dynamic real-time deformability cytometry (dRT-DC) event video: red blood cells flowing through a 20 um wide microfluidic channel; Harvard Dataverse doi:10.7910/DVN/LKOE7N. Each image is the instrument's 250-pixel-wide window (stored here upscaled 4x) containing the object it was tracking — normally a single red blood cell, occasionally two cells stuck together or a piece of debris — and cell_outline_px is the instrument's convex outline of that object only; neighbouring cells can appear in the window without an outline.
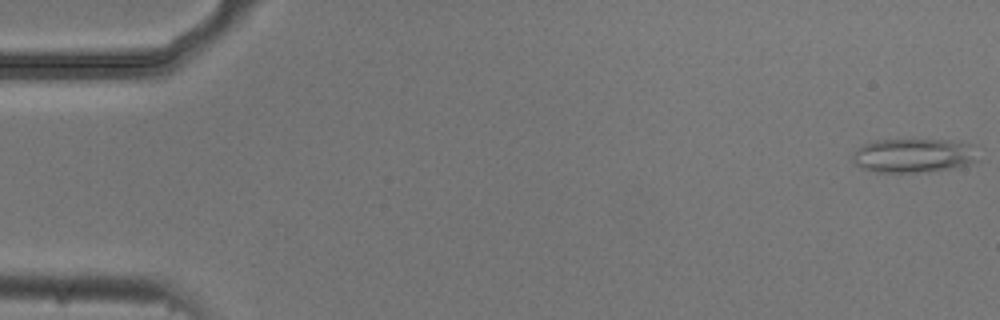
{"species": "common noctule bat (a hibernating species)", "species_latin": "Nyctalus noctula", "temperature_condition": "cold", "stored_images_in_passage": 6, "camera_frame_rate_fps": 3000, "um_per_image_px": 0.085, "animal": {"sex": "male", "body_mass_g": 20.5, "forearm_length_mm": 52.5}, "frame": {"image": 1, "passage_image": 1, "time_ms": 0.0, "image_size_px": [1000, 320], "cell_outline_px": [[980, 160], [968, 164], [948, 168], [916, 172], [876, 172], [860, 168], [852, 164], [852, 156], [864, 144], [872, 140], [960, 140], [976, 144]], "centroid_in_image_um": [77.72, 13.2], "position_along_channel_um": 7.3, "area_um2": 25.26}}